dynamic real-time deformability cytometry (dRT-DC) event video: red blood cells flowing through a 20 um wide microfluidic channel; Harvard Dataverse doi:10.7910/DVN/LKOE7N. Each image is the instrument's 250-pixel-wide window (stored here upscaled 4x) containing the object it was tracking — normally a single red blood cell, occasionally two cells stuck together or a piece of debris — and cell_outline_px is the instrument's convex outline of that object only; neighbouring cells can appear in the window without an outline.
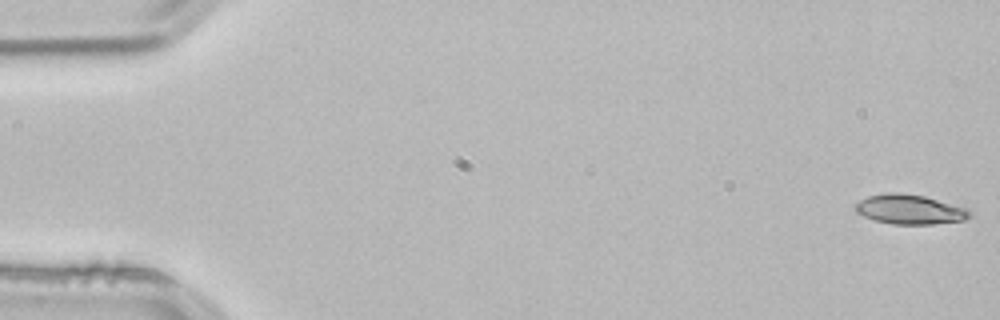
{"species": "common noctule bat (a hibernating species)", "species_latin": "Nyctalus noctula", "temperature_condition": "room temperature", "stored_images_in_passage": 53, "camera_frame_rate_fps": 3000, "um_per_image_px": 0.085, "animal": {"sex": "male", "body_mass_g": 21.5, "forearm_length_mm": 52.0}, "frame": {"image": 1, "passage_image": 1, "time_ms": 0.0, "image_size_px": [1000, 320], "cell_outline_px": [[972, 216], [964, 220], [932, 224], [892, 224], [876, 220], [864, 216], [856, 212], [856, 204], [860, 200], [868, 196], [892, 192], [900, 192], [924, 196], [964, 204], [972, 212]], "centroid_in_image_um": [77.45, 17.78], "position_along_channel_um": 7.5, "area_um2": 20.11}}
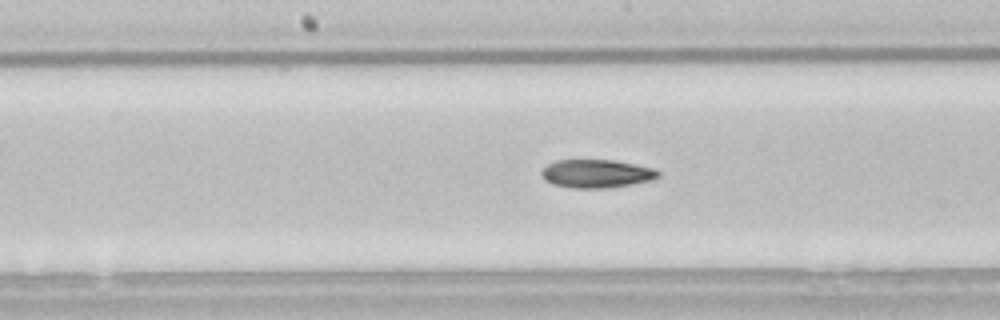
{"frame": {"image": 2, "passage_image": 27, "time_ms": 8.667, "image_size_px": [1000, 320], "cell_outline_px": [[660, 176], [652, 180], [632, 184], [608, 188], [572, 188], [552, 184], [544, 180], [540, 172], [548, 164], [556, 160], [612, 160], [636, 164], [652, 168], [660, 172]], "centroid_in_image_um": [50.69, 14.76], "position_along_channel_um": 197.5, "area_um2": 19.31}}
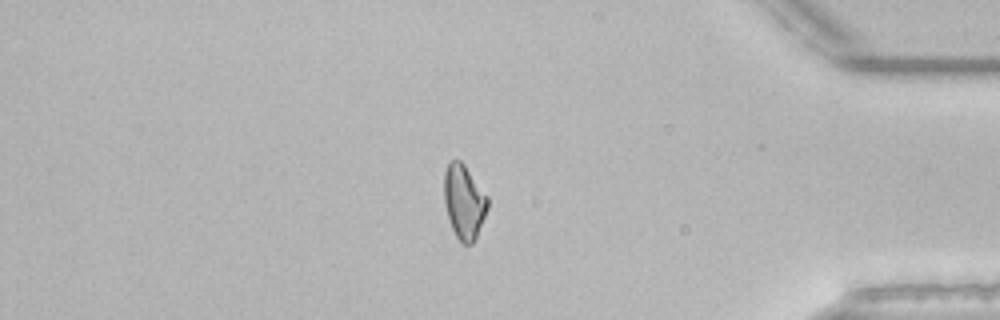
{"frame": {"image": 3, "passage_image": 45, "time_ms": 14.667, "image_size_px": [1000, 320], "cell_outline_px": [[488, 208], [476, 240], [472, 244], [464, 244], [456, 236], [452, 228], [444, 204], [444, 172], [448, 164], [452, 160], [460, 160], [464, 164], [488, 196]], "centroid_in_image_um": [39.45, 17.16], "position_along_channel_um": 395.7, "area_um2": 18.9}}